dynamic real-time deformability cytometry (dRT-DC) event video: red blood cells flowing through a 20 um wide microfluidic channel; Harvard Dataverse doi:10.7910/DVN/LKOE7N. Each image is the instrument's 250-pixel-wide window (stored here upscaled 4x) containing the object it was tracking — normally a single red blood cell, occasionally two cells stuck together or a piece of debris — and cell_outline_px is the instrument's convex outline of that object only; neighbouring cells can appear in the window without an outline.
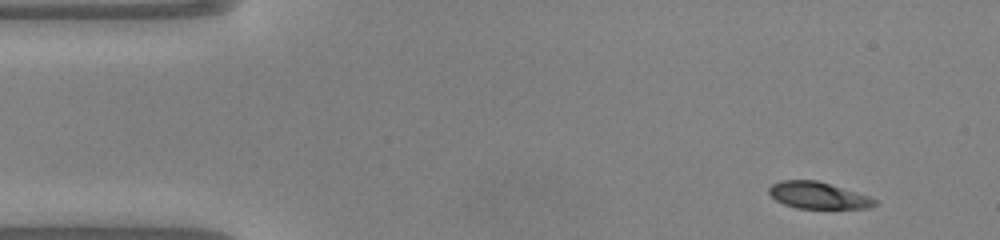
{"species": "common noctule bat (a hibernating species)", "species_latin": "Nyctalus noctula", "temperature_condition": "warm", "stored_images_in_passage": 50, "segment_of_instrument_passage": [1, 2], "camera_frame_rate_fps": 3000, "um_per_image_px": 0.085, "animal": {"sex": "male", "body_mass_g": 20.0, "forearm_length_mm": 53.3}, "frame": {"image": 1, "passage_image": 4, "time_ms": 1.0, "image_size_px": [1000, 240], "cell_outline_px": [[880, 204], [868, 208], [796, 208], [784, 204], [776, 200], [768, 192], [768, 188], [772, 184], [780, 180], [816, 180], [856, 192], [868, 196], [876, 200]], "centroid_in_image_um": [69.52, 16.61], "position_along_channel_um": 15.5, "area_um2": 16.36}}
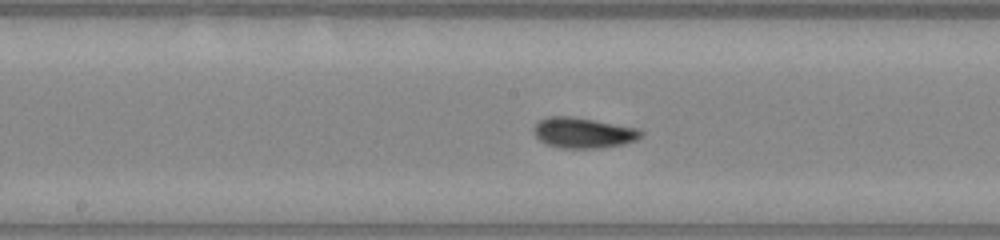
{"frame": {"image": 2, "passage_image": 24, "time_ms": 7.667, "image_size_px": [1000, 240], "cell_outline_px": [[644, 136], [636, 140], [624, 144], [600, 148], [560, 148], [544, 144], [532, 132], [532, 128], [540, 120], [548, 116], [568, 116], [640, 128], [644, 132]], "centroid_in_image_um": [49.59, 11.3], "position_along_channel_um": 198.6, "area_um2": 19.25}}
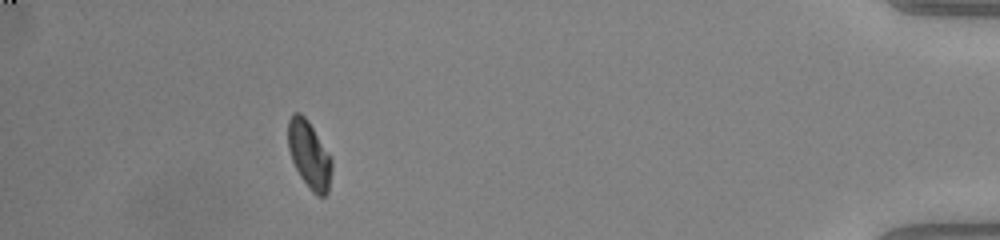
{"frame": {"image": 3, "passage_image": 44, "time_ms": 14.333, "image_size_px": [1000, 240], "cell_outline_px": [[332, 168], [328, 192], [324, 196], [316, 196], [312, 192], [300, 176], [292, 160], [288, 148], [288, 120], [292, 112], [300, 112], [308, 120], [332, 160]], "centroid_in_image_um": [26.27, 13.15], "position_along_channel_um": 408.9, "area_um2": 17.05}}